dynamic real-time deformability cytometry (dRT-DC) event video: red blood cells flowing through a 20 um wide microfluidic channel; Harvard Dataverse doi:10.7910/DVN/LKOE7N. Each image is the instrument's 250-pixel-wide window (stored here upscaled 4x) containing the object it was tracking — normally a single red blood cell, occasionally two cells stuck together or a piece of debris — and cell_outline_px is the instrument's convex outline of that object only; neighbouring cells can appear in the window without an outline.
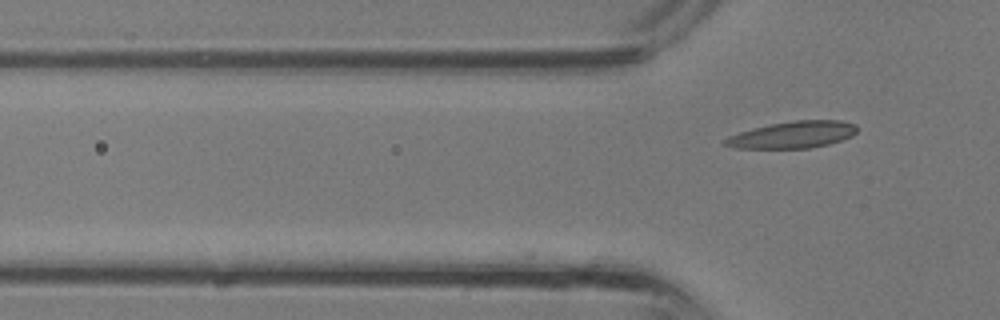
{"species": "common noctule bat (a hibernating species)", "species_latin": "Nyctalus noctula", "temperature_condition": "room temperature", "stored_images_in_passage": 2, "camera_frame_rate_fps": 3000, "um_per_image_px": 0.085, "animal": {"sex": "male", "body_mass_g": 13.3}, "frame": {"image": 1, "passage_image": 2, "time_ms": 0.333, "image_size_px": [1000, 320], "cell_outline_px": [[856, 132], [852, 136], [828, 144], [812, 148], [736, 148], [720, 144], [728, 136], [752, 128], [772, 124], [796, 120], [840, 120], [856, 124]], "centroid_in_image_um": [67.37, 11.45], "position_along_channel_um": 58.4, "area_um2": 20.58}}